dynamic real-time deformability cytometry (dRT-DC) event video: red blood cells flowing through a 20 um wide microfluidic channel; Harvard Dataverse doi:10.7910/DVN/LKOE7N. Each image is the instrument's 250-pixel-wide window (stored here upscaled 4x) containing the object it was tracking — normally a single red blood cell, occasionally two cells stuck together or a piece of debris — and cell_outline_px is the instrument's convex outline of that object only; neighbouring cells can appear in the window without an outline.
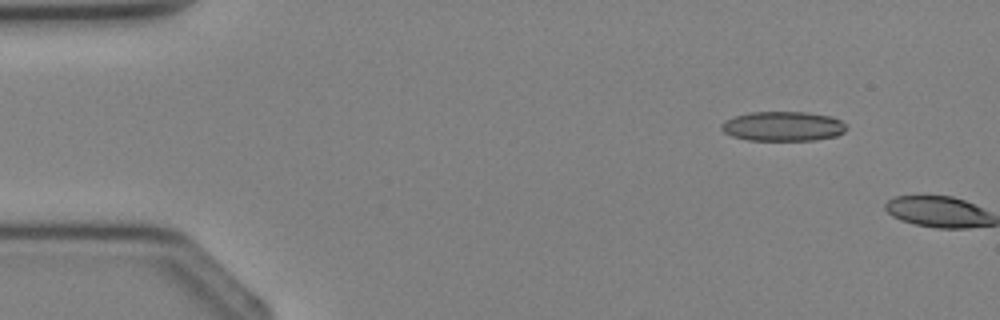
{"species": "Egyptian fruit bat (a non-hibernating species)", "species_latin": "Rousettus aegyptiacus", "temperature_condition": "cold", "stored_images_in_passage": 2, "camera_frame_rate_fps": 3000, "um_per_image_px": 0.085, "animal": {"sex": "female"}, "frame": {"image": 1, "passage_image": 1, "time_ms": 0.0, "image_size_px": [1000, 320], "cell_outline_px": [[848, 128], [844, 132], [836, 136], [816, 140], [748, 140], [732, 136], [724, 132], [720, 128], [720, 124], [724, 120], [748, 112], [808, 112], [832, 116], [848, 124]], "centroid_in_image_um": [66.58, 10.73], "position_along_channel_um": 18.4, "area_um2": 21.85}}